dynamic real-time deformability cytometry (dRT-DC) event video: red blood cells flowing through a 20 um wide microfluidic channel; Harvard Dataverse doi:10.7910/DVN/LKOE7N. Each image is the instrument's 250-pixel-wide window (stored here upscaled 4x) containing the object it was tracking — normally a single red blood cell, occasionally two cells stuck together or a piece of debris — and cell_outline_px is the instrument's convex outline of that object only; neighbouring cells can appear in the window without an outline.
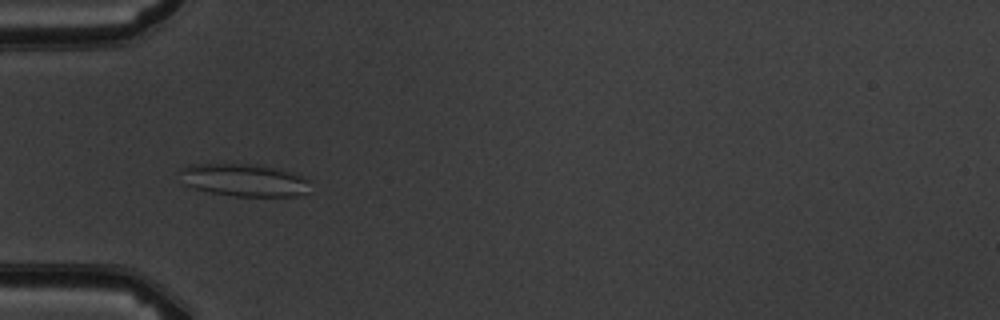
{"species": "common noctule bat (a hibernating species)", "species_latin": "Nyctalus noctula", "temperature_condition": "warm", "stored_images_in_passage": 10, "camera_frame_rate_fps": 3000, "um_per_image_px": 0.085, "animal": {"sex": "male", "body_mass_g": 19.5, "forearm_length_mm": 54.6}, "frame": {"image": 1, "passage_image": 5, "time_ms": 4.667, "image_size_px": [1000, 320], "cell_outline_px": [[308, 192], [296, 196], [232, 196], [212, 192], [196, 188], [184, 184], [176, 172], [180, 168], [192, 164], [256, 164], [276, 168], [292, 172], [304, 176], [308, 180]], "centroid_in_image_um": [20.71, 15.3], "position_along_channel_um": 64.3, "area_um2": 24.85}}
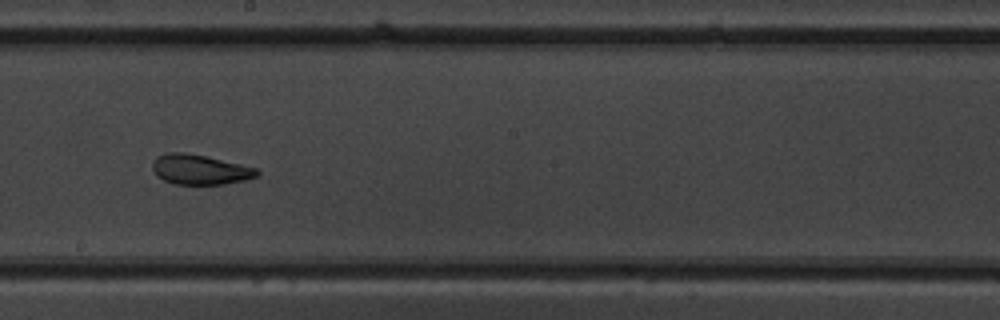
{"frame": {"image": 2, "passage_image": 9, "time_ms": 9.0, "image_size_px": [1000, 320], "cell_outline_px": [[260, 172], [256, 176], [244, 180], [224, 184], [176, 184], [164, 180], [156, 176], [152, 168], [152, 160], [156, 156], [168, 152], [184, 152], [204, 156], [240, 164], [256, 168]], "centroid_in_image_um": [16.94, 14.41], "position_along_channel_um": 231.3, "area_um2": 18.15}}
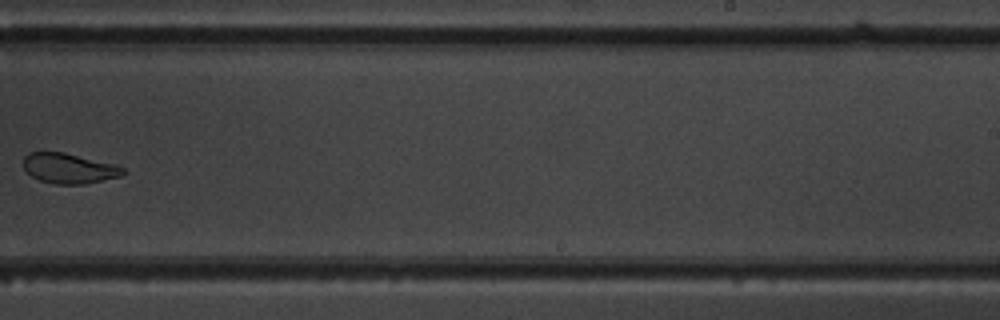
{"frame": {"image": 3, "passage_image": 10, "time_ms": 10.333, "image_size_px": [1000, 320], "cell_outline_px": [[128, 172], [120, 176], [84, 184], [56, 184], [40, 180], [32, 176], [24, 168], [24, 156], [28, 152], [64, 152], [116, 164], [124, 168]], "centroid_in_image_um": [5.89, 14.3], "position_along_channel_um": 283.1, "area_um2": 17.51}}